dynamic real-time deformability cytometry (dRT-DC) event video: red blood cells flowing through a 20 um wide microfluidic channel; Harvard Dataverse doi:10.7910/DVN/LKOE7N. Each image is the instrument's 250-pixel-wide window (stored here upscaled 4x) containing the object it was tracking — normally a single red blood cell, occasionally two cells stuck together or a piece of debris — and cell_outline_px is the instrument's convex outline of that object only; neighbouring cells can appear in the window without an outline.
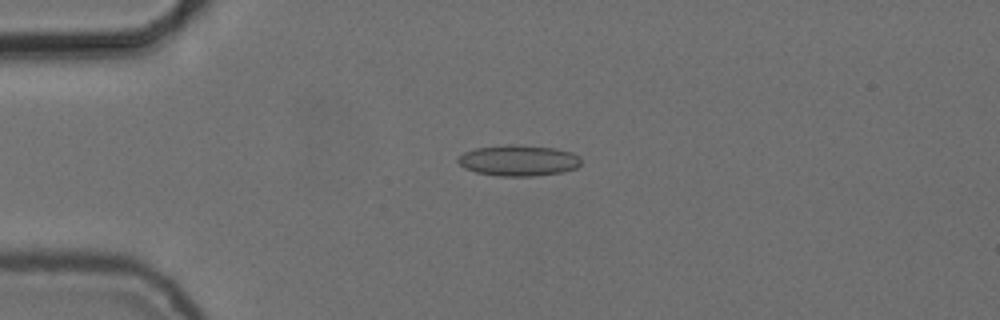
{"species": "common noctule bat (a hibernating species)", "species_latin": "Nyctalus noctula", "temperature_condition": "cold", "stored_images_in_passage": 38, "camera_frame_rate_fps": 3000, "um_per_image_px": 0.085, "animal": {"sex": "female", "body_mass_g": 24.6, "forearm_length_mm": 56.2}, "frame": {"image": 1, "passage_image": 4, "time_ms": 1.0, "image_size_px": [1000, 320], "cell_outline_px": [[580, 164], [576, 168], [564, 172], [532, 176], [500, 176], [476, 172], [464, 168], [456, 160], [464, 152], [476, 148], [508, 144], [556, 148], [572, 152], [580, 156]], "centroid_in_image_um": [44.09, 13.64], "position_along_channel_um": 40.9, "area_um2": 22.2}}
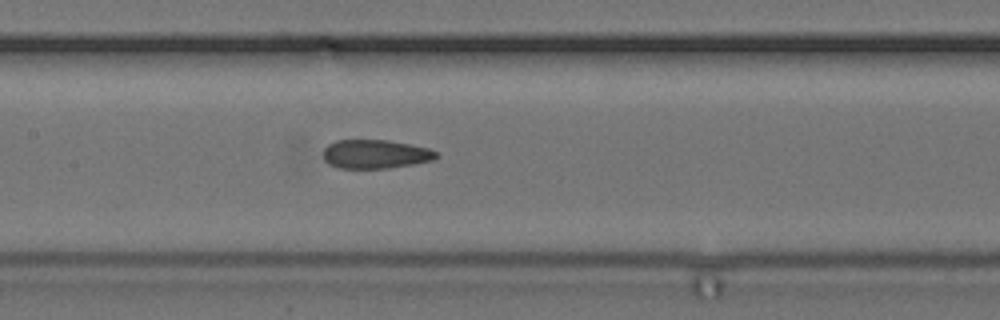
{"frame": {"image": 2, "passage_image": 17, "time_ms": 5.333, "image_size_px": [1000, 320], "cell_outline_px": [[440, 156], [432, 160], [412, 164], [388, 168], [336, 168], [328, 164], [324, 160], [324, 148], [328, 144], [336, 140], [388, 140], [428, 148], [436, 152]], "centroid_in_image_um": [31.87, 13.1], "position_along_channel_um": 175.5, "area_um2": 18.96}}
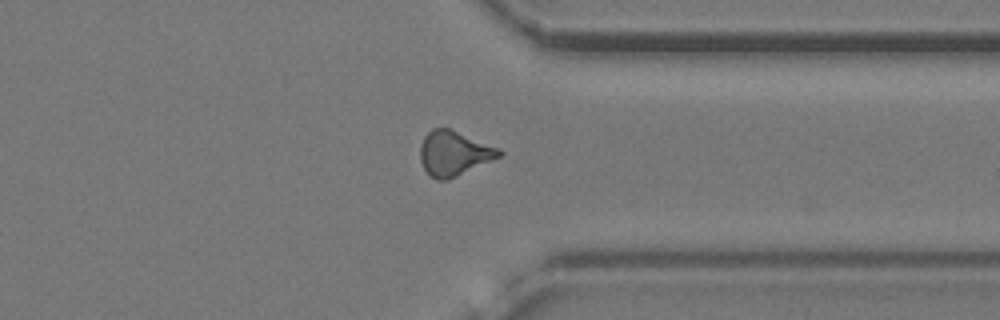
{"frame": {"image": 3, "passage_image": 33, "time_ms": 10.667, "image_size_px": [1000, 320], "cell_outline_px": [[504, 152], [500, 156], [448, 180], [436, 180], [424, 168], [420, 160], [420, 144], [424, 136], [432, 128], [448, 128], [500, 148]], "centroid_in_image_um": [38.57, 13.02], "position_along_channel_um": 372.8, "area_um2": 20.35}, "authors_computed_cell_mechanics": {"area_um2": 19.5942, "velocity_mm_per_s": 3.7492, "shape_relaxation_time_tau1_ms": null, "shape_relaxation_time_tau2_ms": 3.3079, "deformation_change_tau1": null, "deformation_change_tau2": 0.1126}}